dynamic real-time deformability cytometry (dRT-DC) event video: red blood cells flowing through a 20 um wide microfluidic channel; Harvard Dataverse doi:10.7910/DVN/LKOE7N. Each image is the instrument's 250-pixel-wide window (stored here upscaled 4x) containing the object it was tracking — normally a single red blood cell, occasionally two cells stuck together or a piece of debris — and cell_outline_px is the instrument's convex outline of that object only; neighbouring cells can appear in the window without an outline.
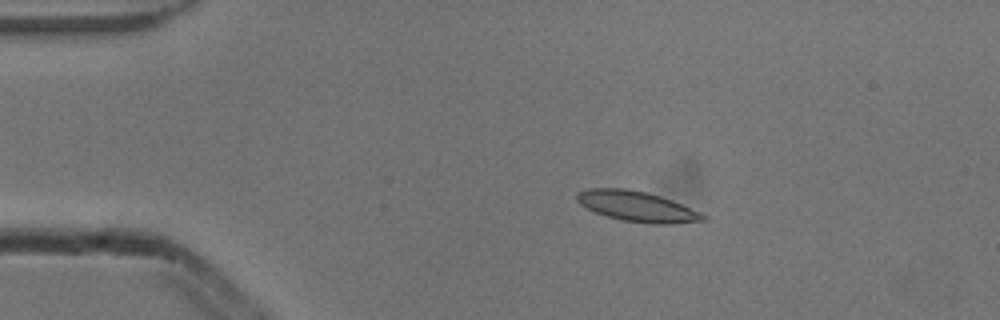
{"species": "common noctule bat (a hibernating species)", "species_latin": "Nyctalus noctula", "temperature_condition": "cold", "stored_images_in_passage": 4, "camera_frame_rate_fps": 3000, "um_per_image_px": 0.085, "animal": {"sex": "male", "body_mass_g": 13.3}, "frame": {"image": 1, "passage_image": 2, "time_ms": 0.333, "image_size_px": [1000, 320], "cell_outline_px": [[708, 220], [672, 224], [648, 224], [620, 220], [596, 212], [580, 204], [576, 200], [576, 196], [580, 192], [588, 188], [624, 188], [644, 192], [660, 196], [672, 200], [700, 212], [708, 216]], "centroid_in_image_um": [54.19, 17.56], "position_along_channel_um": 30.8, "area_um2": 22.25}}